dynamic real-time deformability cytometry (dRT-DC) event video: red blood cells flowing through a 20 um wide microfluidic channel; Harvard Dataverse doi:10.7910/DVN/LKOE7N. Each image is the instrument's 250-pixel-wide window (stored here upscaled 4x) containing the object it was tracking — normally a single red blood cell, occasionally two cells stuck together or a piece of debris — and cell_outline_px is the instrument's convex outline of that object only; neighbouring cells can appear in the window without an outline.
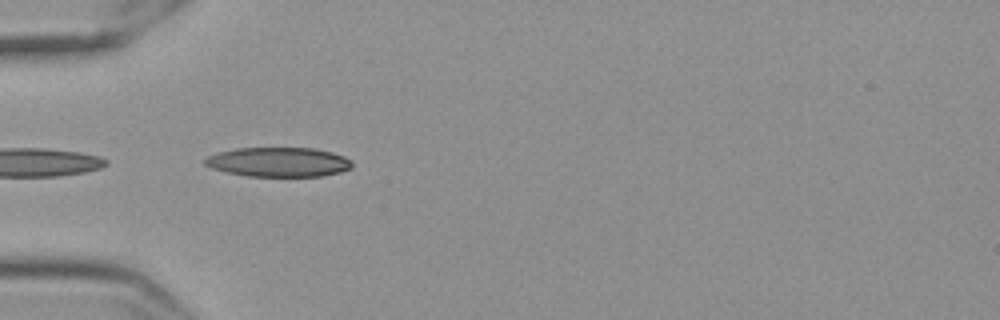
{"species": "Egyptian fruit bat (a non-hibernating species)", "species_latin": "Rousettus aegyptiacus", "temperature_condition": "cold", "stored_images_in_passage": 20, "camera_frame_rate_fps": 3000, "um_per_image_px": 0.085, "frame": {"image": 1, "passage_image": 1, "time_ms": 0.0, "image_size_px": [1000, 320], "cell_outline_px": [[352, 168], [340, 172], [324, 176], [248, 176], [224, 172], [212, 168], [204, 164], [204, 160], [208, 156], [220, 152], [236, 148], [312, 148], [332, 152], [344, 156], [352, 160]], "centroid_in_image_um": [23.7, 13.78], "position_along_channel_um": 61.3, "area_um2": 25.32}}
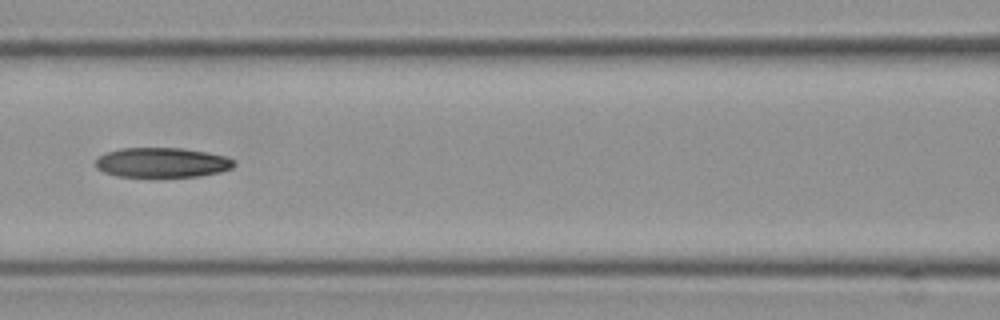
{"frame": {"image": 2, "passage_image": 9, "time_ms": 2.667, "image_size_px": [1000, 320], "cell_outline_px": [[236, 164], [232, 168], [220, 172], [200, 176], [152, 180], [116, 176], [104, 172], [96, 168], [96, 160], [100, 156], [108, 152], [120, 148], [180, 148], [208, 152], [224, 156], [232, 160]], "centroid_in_image_um": [13.75, 13.87], "position_along_channel_um": 152.8, "area_um2": 25.03}}
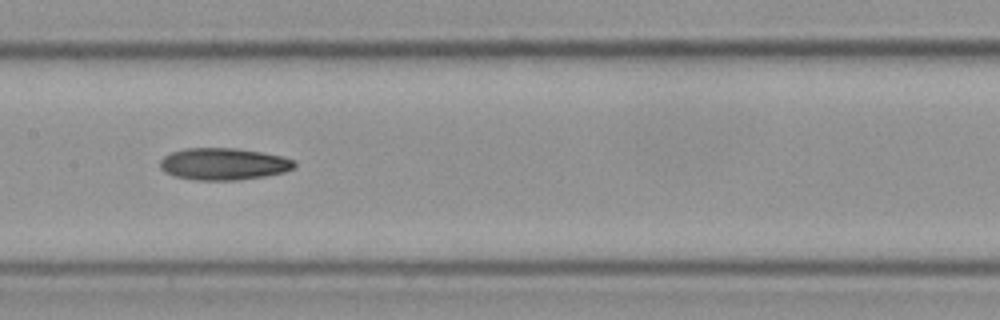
{"frame": {"image": 3, "passage_image": 12, "time_ms": 3.667, "image_size_px": [1000, 320], "cell_outline_px": [[296, 164], [292, 168], [284, 172], [264, 176], [236, 180], [196, 180], [176, 176], [164, 172], [160, 168], [160, 160], [164, 156], [172, 152], [184, 148], [236, 148], [260, 152], [280, 156], [292, 160]], "centroid_in_image_um": [18.95, 13.93], "position_along_channel_um": 188.4, "area_um2": 24.8}}